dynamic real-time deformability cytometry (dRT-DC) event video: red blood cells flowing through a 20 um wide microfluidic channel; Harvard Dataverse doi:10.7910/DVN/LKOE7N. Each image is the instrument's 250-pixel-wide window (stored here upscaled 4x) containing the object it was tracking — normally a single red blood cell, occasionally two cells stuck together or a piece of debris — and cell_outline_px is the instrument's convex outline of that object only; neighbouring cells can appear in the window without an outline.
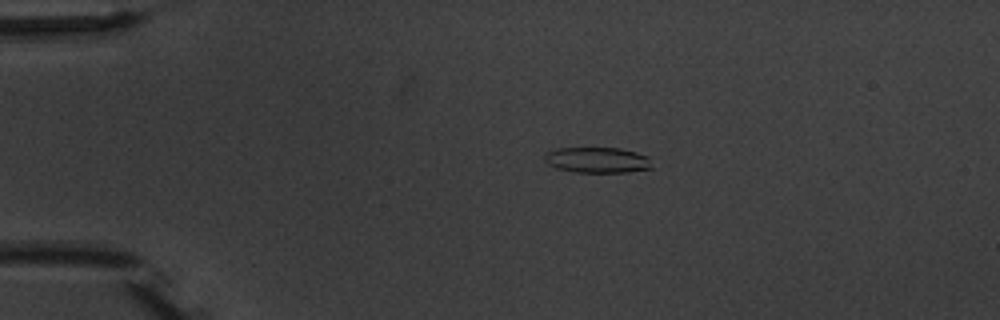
{"species": "common noctule bat (a hibernating species)", "species_latin": "Nyctalus noctula", "temperature_condition": "warm", "stored_images_in_passage": 4, "camera_frame_rate_fps": 3000, "um_per_image_px": 0.085, "animal": {"sex": "male", "body_mass_g": 20.1, "forearm_length_mm": 53.5}, "frame": {"image": 1, "passage_image": 1, "time_ms": 0.0, "image_size_px": [1000, 320], "cell_outline_px": [[652, 168], [628, 172], [576, 172], [556, 168], [548, 164], [544, 160], [544, 152], [556, 148], [620, 148], [636, 152], [648, 156]], "centroid_in_image_um": [50.74, 13.59], "position_along_channel_um": 34.3, "area_um2": 16.13}}
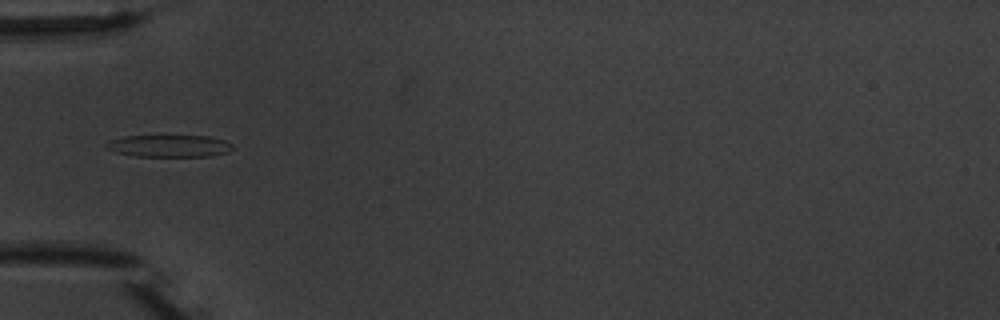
{"frame": {"image": 2, "passage_image": 3, "time_ms": 2.333, "image_size_px": [1000, 320], "cell_outline_px": [[232, 148], [228, 152], [212, 156], [132, 156], [116, 152], [104, 148], [104, 144], [112, 140], [124, 136], [208, 136], [224, 140], [232, 144]], "centroid_in_image_um": [14.36, 12.41], "position_along_channel_um": 70.6, "area_um2": 16.24}}